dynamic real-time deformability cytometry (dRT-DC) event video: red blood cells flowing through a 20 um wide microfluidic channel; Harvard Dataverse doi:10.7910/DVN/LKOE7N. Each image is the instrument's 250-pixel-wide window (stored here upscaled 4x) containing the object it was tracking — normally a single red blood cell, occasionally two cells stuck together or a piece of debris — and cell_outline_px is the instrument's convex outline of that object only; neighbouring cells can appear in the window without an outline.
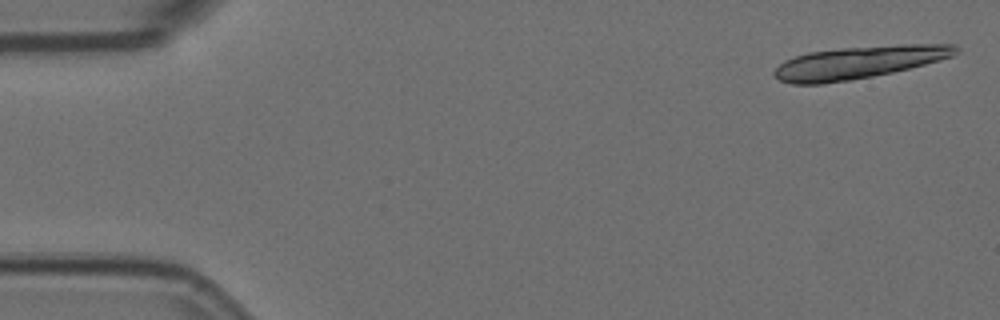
{"species": "Egyptian fruit bat (a non-hibernating species)", "species_latin": "Rousettus aegyptiacus", "temperature_condition": "room temperature", "stored_images_in_passage": 5, "segment_of_instrument_passage": [2, 2], "camera_frame_rate_fps": 3000, "um_per_image_px": 0.085, "animal": {"sex": "female"}, "frame": {"image": 1, "passage_image": 5, "time_ms": 1.333, "image_size_px": [1000, 320], "cell_outline_px": [[960, 48], [952, 56], [940, 60], [892, 72], [852, 80], [824, 84], [792, 84], [780, 80], [772, 72], [784, 60], [808, 52], [840, 48], [900, 44], [956, 44]], "centroid_in_image_um": [72.98, 5.3], "position_along_channel_um": 12.0, "area_um2": 34.33}}